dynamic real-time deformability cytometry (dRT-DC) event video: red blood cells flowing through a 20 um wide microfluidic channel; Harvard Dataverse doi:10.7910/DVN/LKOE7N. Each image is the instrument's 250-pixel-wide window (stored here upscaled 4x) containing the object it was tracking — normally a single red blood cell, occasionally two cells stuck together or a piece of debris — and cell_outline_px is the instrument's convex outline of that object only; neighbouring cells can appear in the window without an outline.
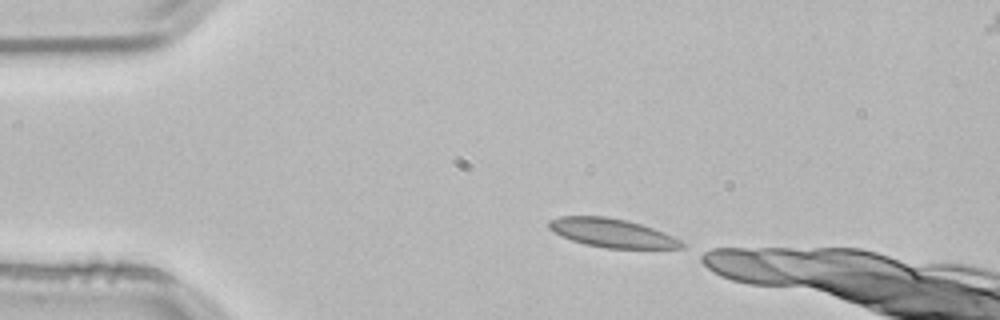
{"species": "common noctule bat (a hibernating species)", "species_latin": "Nyctalus noctula", "temperature_condition": "room temperature", "stored_images_in_passage": 10, "camera_frame_rate_fps": 3000, "um_per_image_px": 0.085, "animal": {"sex": "male", "body_mass_g": 21.5, "forearm_length_mm": 52.0}, "frame": {"image": 1, "passage_image": 1, "time_ms": 0.0, "image_size_px": [1000, 320], "cell_outline_px": [[684, 248], [604, 248], [584, 244], [560, 236], [548, 228], [548, 220], [560, 216], [604, 216], [628, 220], [664, 232], [680, 240], [684, 244]], "centroid_in_image_um": [51.98, 19.79], "position_along_channel_um": 33.0, "area_um2": 22.2}}
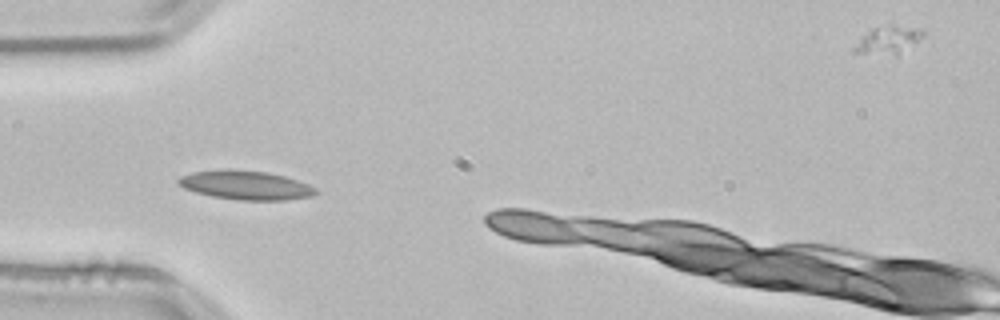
{"frame": {"image": 2, "passage_image": 7, "time_ms": 2.0, "image_size_px": [1000, 320], "cell_outline_px": [[320, 192], [312, 196], [288, 200], [240, 200], [212, 196], [196, 192], [184, 188], [176, 184], [176, 180], [180, 176], [192, 172], [264, 172], [284, 176], [308, 184], [316, 188]], "centroid_in_image_um": [20.93, 15.79], "position_along_channel_um": 64.1, "area_um2": 22.31}}